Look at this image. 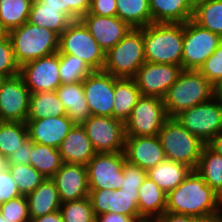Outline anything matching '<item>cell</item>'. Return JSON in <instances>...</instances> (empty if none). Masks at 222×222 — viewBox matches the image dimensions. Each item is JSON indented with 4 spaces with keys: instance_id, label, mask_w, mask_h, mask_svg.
<instances>
[{
    "instance_id": "obj_49",
    "label": "cell",
    "mask_w": 222,
    "mask_h": 222,
    "mask_svg": "<svg viewBox=\"0 0 222 222\" xmlns=\"http://www.w3.org/2000/svg\"><path fill=\"white\" fill-rule=\"evenodd\" d=\"M95 222H136L132 217L119 213H104L96 216Z\"/></svg>"
},
{
    "instance_id": "obj_39",
    "label": "cell",
    "mask_w": 222,
    "mask_h": 222,
    "mask_svg": "<svg viewBox=\"0 0 222 222\" xmlns=\"http://www.w3.org/2000/svg\"><path fill=\"white\" fill-rule=\"evenodd\" d=\"M63 222H95L96 215L89 197L61 203Z\"/></svg>"
},
{
    "instance_id": "obj_43",
    "label": "cell",
    "mask_w": 222,
    "mask_h": 222,
    "mask_svg": "<svg viewBox=\"0 0 222 222\" xmlns=\"http://www.w3.org/2000/svg\"><path fill=\"white\" fill-rule=\"evenodd\" d=\"M198 71L213 85L222 79V41L214 53L204 61Z\"/></svg>"
},
{
    "instance_id": "obj_2",
    "label": "cell",
    "mask_w": 222,
    "mask_h": 222,
    "mask_svg": "<svg viewBox=\"0 0 222 222\" xmlns=\"http://www.w3.org/2000/svg\"><path fill=\"white\" fill-rule=\"evenodd\" d=\"M183 35L182 23H151L143 27L146 61L182 66Z\"/></svg>"
},
{
    "instance_id": "obj_53",
    "label": "cell",
    "mask_w": 222,
    "mask_h": 222,
    "mask_svg": "<svg viewBox=\"0 0 222 222\" xmlns=\"http://www.w3.org/2000/svg\"><path fill=\"white\" fill-rule=\"evenodd\" d=\"M45 7L58 8L63 12V0H40Z\"/></svg>"
},
{
    "instance_id": "obj_11",
    "label": "cell",
    "mask_w": 222,
    "mask_h": 222,
    "mask_svg": "<svg viewBox=\"0 0 222 222\" xmlns=\"http://www.w3.org/2000/svg\"><path fill=\"white\" fill-rule=\"evenodd\" d=\"M82 126L97 153L124 152V122L113 117L90 115Z\"/></svg>"
},
{
    "instance_id": "obj_12",
    "label": "cell",
    "mask_w": 222,
    "mask_h": 222,
    "mask_svg": "<svg viewBox=\"0 0 222 222\" xmlns=\"http://www.w3.org/2000/svg\"><path fill=\"white\" fill-rule=\"evenodd\" d=\"M125 161L124 152L96 153L87 164L89 190L120 189Z\"/></svg>"
},
{
    "instance_id": "obj_56",
    "label": "cell",
    "mask_w": 222,
    "mask_h": 222,
    "mask_svg": "<svg viewBox=\"0 0 222 222\" xmlns=\"http://www.w3.org/2000/svg\"><path fill=\"white\" fill-rule=\"evenodd\" d=\"M7 167V160L0 154V171Z\"/></svg>"
},
{
    "instance_id": "obj_38",
    "label": "cell",
    "mask_w": 222,
    "mask_h": 222,
    "mask_svg": "<svg viewBox=\"0 0 222 222\" xmlns=\"http://www.w3.org/2000/svg\"><path fill=\"white\" fill-rule=\"evenodd\" d=\"M92 71L82 59L70 54H59V75L62 84L82 82Z\"/></svg>"
},
{
    "instance_id": "obj_36",
    "label": "cell",
    "mask_w": 222,
    "mask_h": 222,
    "mask_svg": "<svg viewBox=\"0 0 222 222\" xmlns=\"http://www.w3.org/2000/svg\"><path fill=\"white\" fill-rule=\"evenodd\" d=\"M33 0H0V22L9 32L29 20Z\"/></svg>"
},
{
    "instance_id": "obj_33",
    "label": "cell",
    "mask_w": 222,
    "mask_h": 222,
    "mask_svg": "<svg viewBox=\"0 0 222 222\" xmlns=\"http://www.w3.org/2000/svg\"><path fill=\"white\" fill-rule=\"evenodd\" d=\"M63 162L59 149L32 142L30 165L46 178H51Z\"/></svg>"
},
{
    "instance_id": "obj_10",
    "label": "cell",
    "mask_w": 222,
    "mask_h": 222,
    "mask_svg": "<svg viewBox=\"0 0 222 222\" xmlns=\"http://www.w3.org/2000/svg\"><path fill=\"white\" fill-rule=\"evenodd\" d=\"M168 118L163 98L141 96L125 122V134L126 136L158 135Z\"/></svg>"
},
{
    "instance_id": "obj_8",
    "label": "cell",
    "mask_w": 222,
    "mask_h": 222,
    "mask_svg": "<svg viewBox=\"0 0 222 222\" xmlns=\"http://www.w3.org/2000/svg\"><path fill=\"white\" fill-rule=\"evenodd\" d=\"M175 118L190 133L207 144L222 131V102L213 97L182 111Z\"/></svg>"
},
{
    "instance_id": "obj_1",
    "label": "cell",
    "mask_w": 222,
    "mask_h": 222,
    "mask_svg": "<svg viewBox=\"0 0 222 222\" xmlns=\"http://www.w3.org/2000/svg\"><path fill=\"white\" fill-rule=\"evenodd\" d=\"M166 211L192 217L222 213V198L196 171L166 195Z\"/></svg>"
},
{
    "instance_id": "obj_58",
    "label": "cell",
    "mask_w": 222,
    "mask_h": 222,
    "mask_svg": "<svg viewBox=\"0 0 222 222\" xmlns=\"http://www.w3.org/2000/svg\"><path fill=\"white\" fill-rule=\"evenodd\" d=\"M0 222H15V221H9V220H7L6 218H4V217L1 215V212H0Z\"/></svg>"
},
{
    "instance_id": "obj_54",
    "label": "cell",
    "mask_w": 222,
    "mask_h": 222,
    "mask_svg": "<svg viewBox=\"0 0 222 222\" xmlns=\"http://www.w3.org/2000/svg\"><path fill=\"white\" fill-rule=\"evenodd\" d=\"M214 97L222 102V79L214 85Z\"/></svg>"
},
{
    "instance_id": "obj_15",
    "label": "cell",
    "mask_w": 222,
    "mask_h": 222,
    "mask_svg": "<svg viewBox=\"0 0 222 222\" xmlns=\"http://www.w3.org/2000/svg\"><path fill=\"white\" fill-rule=\"evenodd\" d=\"M19 75L31 93L56 91L62 84L59 75V53L21 65Z\"/></svg>"
},
{
    "instance_id": "obj_41",
    "label": "cell",
    "mask_w": 222,
    "mask_h": 222,
    "mask_svg": "<svg viewBox=\"0 0 222 222\" xmlns=\"http://www.w3.org/2000/svg\"><path fill=\"white\" fill-rule=\"evenodd\" d=\"M20 66L15 59L9 36L0 39V76L13 77L19 74Z\"/></svg>"
},
{
    "instance_id": "obj_27",
    "label": "cell",
    "mask_w": 222,
    "mask_h": 222,
    "mask_svg": "<svg viewBox=\"0 0 222 222\" xmlns=\"http://www.w3.org/2000/svg\"><path fill=\"white\" fill-rule=\"evenodd\" d=\"M141 96L133 78L114 77L113 118L125 123Z\"/></svg>"
},
{
    "instance_id": "obj_18",
    "label": "cell",
    "mask_w": 222,
    "mask_h": 222,
    "mask_svg": "<svg viewBox=\"0 0 222 222\" xmlns=\"http://www.w3.org/2000/svg\"><path fill=\"white\" fill-rule=\"evenodd\" d=\"M51 179L61 203L89 196L87 165L63 163Z\"/></svg>"
},
{
    "instance_id": "obj_6",
    "label": "cell",
    "mask_w": 222,
    "mask_h": 222,
    "mask_svg": "<svg viewBox=\"0 0 222 222\" xmlns=\"http://www.w3.org/2000/svg\"><path fill=\"white\" fill-rule=\"evenodd\" d=\"M145 62L143 28H132L105 53L103 71L117 78H133Z\"/></svg>"
},
{
    "instance_id": "obj_24",
    "label": "cell",
    "mask_w": 222,
    "mask_h": 222,
    "mask_svg": "<svg viewBox=\"0 0 222 222\" xmlns=\"http://www.w3.org/2000/svg\"><path fill=\"white\" fill-rule=\"evenodd\" d=\"M56 93L64 104L66 115L74 124L82 125L90 117L83 82L61 84Z\"/></svg>"
},
{
    "instance_id": "obj_17",
    "label": "cell",
    "mask_w": 222,
    "mask_h": 222,
    "mask_svg": "<svg viewBox=\"0 0 222 222\" xmlns=\"http://www.w3.org/2000/svg\"><path fill=\"white\" fill-rule=\"evenodd\" d=\"M89 199L96 216L104 213H119L144 222L139 215L138 192H124L122 189L89 190Z\"/></svg>"
},
{
    "instance_id": "obj_14",
    "label": "cell",
    "mask_w": 222,
    "mask_h": 222,
    "mask_svg": "<svg viewBox=\"0 0 222 222\" xmlns=\"http://www.w3.org/2000/svg\"><path fill=\"white\" fill-rule=\"evenodd\" d=\"M182 70V66L146 61L133 79L142 96L163 98L168 89L177 81Z\"/></svg>"
},
{
    "instance_id": "obj_42",
    "label": "cell",
    "mask_w": 222,
    "mask_h": 222,
    "mask_svg": "<svg viewBox=\"0 0 222 222\" xmlns=\"http://www.w3.org/2000/svg\"><path fill=\"white\" fill-rule=\"evenodd\" d=\"M123 175L124 178L120 189L124 192H138L147 177V171L125 161L123 165Z\"/></svg>"
},
{
    "instance_id": "obj_29",
    "label": "cell",
    "mask_w": 222,
    "mask_h": 222,
    "mask_svg": "<svg viewBox=\"0 0 222 222\" xmlns=\"http://www.w3.org/2000/svg\"><path fill=\"white\" fill-rule=\"evenodd\" d=\"M28 22L52 30L60 36L72 20L58 8L45 7L40 0H33Z\"/></svg>"
},
{
    "instance_id": "obj_37",
    "label": "cell",
    "mask_w": 222,
    "mask_h": 222,
    "mask_svg": "<svg viewBox=\"0 0 222 222\" xmlns=\"http://www.w3.org/2000/svg\"><path fill=\"white\" fill-rule=\"evenodd\" d=\"M7 168L23 196L30 194L46 179L30 164H7Z\"/></svg>"
},
{
    "instance_id": "obj_30",
    "label": "cell",
    "mask_w": 222,
    "mask_h": 222,
    "mask_svg": "<svg viewBox=\"0 0 222 222\" xmlns=\"http://www.w3.org/2000/svg\"><path fill=\"white\" fill-rule=\"evenodd\" d=\"M66 109L56 91L31 93L27 120H39L50 116H65Z\"/></svg>"
},
{
    "instance_id": "obj_48",
    "label": "cell",
    "mask_w": 222,
    "mask_h": 222,
    "mask_svg": "<svg viewBox=\"0 0 222 222\" xmlns=\"http://www.w3.org/2000/svg\"><path fill=\"white\" fill-rule=\"evenodd\" d=\"M153 222H193V217L165 211Z\"/></svg>"
},
{
    "instance_id": "obj_26",
    "label": "cell",
    "mask_w": 222,
    "mask_h": 222,
    "mask_svg": "<svg viewBox=\"0 0 222 222\" xmlns=\"http://www.w3.org/2000/svg\"><path fill=\"white\" fill-rule=\"evenodd\" d=\"M25 197L31 220L60 210L61 201L55 183L51 178H46Z\"/></svg>"
},
{
    "instance_id": "obj_40",
    "label": "cell",
    "mask_w": 222,
    "mask_h": 222,
    "mask_svg": "<svg viewBox=\"0 0 222 222\" xmlns=\"http://www.w3.org/2000/svg\"><path fill=\"white\" fill-rule=\"evenodd\" d=\"M1 215L9 221L31 222L25 196H19L0 205Z\"/></svg>"
},
{
    "instance_id": "obj_9",
    "label": "cell",
    "mask_w": 222,
    "mask_h": 222,
    "mask_svg": "<svg viewBox=\"0 0 222 222\" xmlns=\"http://www.w3.org/2000/svg\"><path fill=\"white\" fill-rule=\"evenodd\" d=\"M222 37L195 23H184L182 69L199 70L219 46Z\"/></svg>"
},
{
    "instance_id": "obj_55",
    "label": "cell",
    "mask_w": 222,
    "mask_h": 222,
    "mask_svg": "<svg viewBox=\"0 0 222 222\" xmlns=\"http://www.w3.org/2000/svg\"><path fill=\"white\" fill-rule=\"evenodd\" d=\"M8 36L7 30L3 27L2 23L0 22V39L5 38Z\"/></svg>"
},
{
    "instance_id": "obj_21",
    "label": "cell",
    "mask_w": 222,
    "mask_h": 222,
    "mask_svg": "<svg viewBox=\"0 0 222 222\" xmlns=\"http://www.w3.org/2000/svg\"><path fill=\"white\" fill-rule=\"evenodd\" d=\"M26 124L29 138L33 142L57 149H59L62 141L75 125L67 115L27 120Z\"/></svg>"
},
{
    "instance_id": "obj_52",
    "label": "cell",
    "mask_w": 222,
    "mask_h": 222,
    "mask_svg": "<svg viewBox=\"0 0 222 222\" xmlns=\"http://www.w3.org/2000/svg\"><path fill=\"white\" fill-rule=\"evenodd\" d=\"M193 222H222V213L212 214L204 217H193Z\"/></svg>"
},
{
    "instance_id": "obj_25",
    "label": "cell",
    "mask_w": 222,
    "mask_h": 222,
    "mask_svg": "<svg viewBox=\"0 0 222 222\" xmlns=\"http://www.w3.org/2000/svg\"><path fill=\"white\" fill-rule=\"evenodd\" d=\"M152 23H182L193 17L189 0H149Z\"/></svg>"
},
{
    "instance_id": "obj_20",
    "label": "cell",
    "mask_w": 222,
    "mask_h": 222,
    "mask_svg": "<svg viewBox=\"0 0 222 222\" xmlns=\"http://www.w3.org/2000/svg\"><path fill=\"white\" fill-rule=\"evenodd\" d=\"M80 20L105 53L118 44L132 29L117 16L108 17L87 13Z\"/></svg>"
},
{
    "instance_id": "obj_34",
    "label": "cell",
    "mask_w": 222,
    "mask_h": 222,
    "mask_svg": "<svg viewBox=\"0 0 222 222\" xmlns=\"http://www.w3.org/2000/svg\"><path fill=\"white\" fill-rule=\"evenodd\" d=\"M192 20L222 37V0H205L194 6Z\"/></svg>"
},
{
    "instance_id": "obj_45",
    "label": "cell",
    "mask_w": 222,
    "mask_h": 222,
    "mask_svg": "<svg viewBox=\"0 0 222 222\" xmlns=\"http://www.w3.org/2000/svg\"><path fill=\"white\" fill-rule=\"evenodd\" d=\"M90 8V0H63V13L72 21L79 20L87 14Z\"/></svg>"
},
{
    "instance_id": "obj_3",
    "label": "cell",
    "mask_w": 222,
    "mask_h": 222,
    "mask_svg": "<svg viewBox=\"0 0 222 222\" xmlns=\"http://www.w3.org/2000/svg\"><path fill=\"white\" fill-rule=\"evenodd\" d=\"M214 97V85L198 70H182L177 81L163 97L166 114L175 118L182 111L190 109Z\"/></svg>"
},
{
    "instance_id": "obj_28",
    "label": "cell",
    "mask_w": 222,
    "mask_h": 222,
    "mask_svg": "<svg viewBox=\"0 0 222 222\" xmlns=\"http://www.w3.org/2000/svg\"><path fill=\"white\" fill-rule=\"evenodd\" d=\"M192 171L187 165L165 159L147 171V176L166 194L174 190Z\"/></svg>"
},
{
    "instance_id": "obj_7",
    "label": "cell",
    "mask_w": 222,
    "mask_h": 222,
    "mask_svg": "<svg viewBox=\"0 0 222 222\" xmlns=\"http://www.w3.org/2000/svg\"><path fill=\"white\" fill-rule=\"evenodd\" d=\"M58 53L82 59L93 71L103 70L105 64V52L80 19L72 21L59 36Z\"/></svg>"
},
{
    "instance_id": "obj_32",
    "label": "cell",
    "mask_w": 222,
    "mask_h": 222,
    "mask_svg": "<svg viewBox=\"0 0 222 222\" xmlns=\"http://www.w3.org/2000/svg\"><path fill=\"white\" fill-rule=\"evenodd\" d=\"M117 17L131 28H143L152 23L149 0H116Z\"/></svg>"
},
{
    "instance_id": "obj_16",
    "label": "cell",
    "mask_w": 222,
    "mask_h": 222,
    "mask_svg": "<svg viewBox=\"0 0 222 222\" xmlns=\"http://www.w3.org/2000/svg\"><path fill=\"white\" fill-rule=\"evenodd\" d=\"M82 82L90 115L113 117L114 76L92 71Z\"/></svg>"
},
{
    "instance_id": "obj_47",
    "label": "cell",
    "mask_w": 222,
    "mask_h": 222,
    "mask_svg": "<svg viewBox=\"0 0 222 222\" xmlns=\"http://www.w3.org/2000/svg\"><path fill=\"white\" fill-rule=\"evenodd\" d=\"M32 140L28 138L16 151L8 157L7 164H30V153L32 150Z\"/></svg>"
},
{
    "instance_id": "obj_4",
    "label": "cell",
    "mask_w": 222,
    "mask_h": 222,
    "mask_svg": "<svg viewBox=\"0 0 222 222\" xmlns=\"http://www.w3.org/2000/svg\"><path fill=\"white\" fill-rule=\"evenodd\" d=\"M15 59L19 66L58 52L59 35L28 21L8 32Z\"/></svg>"
},
{
    "instance_id": "obj_31",
    "label": "cell",
    "mask_w": 222,
    "mask_h": 222,
    "mask_svg": "<svg viewBox=\"0 0 222 222\" xmlns=\"http://www.w3.org/2000/svg\"><path fill=\"white\" fill-rule=\"evenodd\" d=\"M195 170L222 198V156L205 144Z\"/></svg>"
},
{
    "instance_id": "obj_22",
    "label": "cell",
    "mask_w": 222,
    "mask_h": 222,
    "mask_svg": "<svg viewBox=\"0 0 222 222\" xmlns=\"http://www.w3.org/2000/svg\"><path fill=\"white\" fill-rule=\"evenodd\" d=\"M59 152L63 163L87 165L97 153L82 125L75 124L62 141Z\"/></svg>"
},
{
    "instance_id": "obj_13",
    "label": "cell",
    "mask_w": 222,
    "mask_h": 222,
    "mask_svg": "<svg viewBox=\"0 0 222 222\" xmlns=\"http://www.w3.org/2000/svg\"><path fill=\"white\" fill-rule=\"evenodd\" d=\"M31 92L18 74L0 84V121L26 122Z\"/></svg>"
},
{
    "instance_id": "obj_23",
    "label": "cell",
    "mask_w": 222,
    "mask_h": 222,
    "mask_svg": "<svg viewBox=\"0 0 222 222\" xmlns=\"http://www.w3.org/2000/svg\"><path fill=\"white\" fill-rule=\"evenodd\" d=\"M166 193L148 176L138 191V209L144 222H153L166 211Z\"/></svg>"
},
{
    "instance_id": "obj_19",
    "label": "cell",
    "mask_w": 222,
    "mask_h": 222,
    "mask_svg": "<svg viewBox=\"0 0 222 222\" xmlns=\"http://www.w3.org/2000/svg\"><path fill=\"white\" fill-rule=\"evenodd\" d=\"M124 154L128 163L146 171L166 159L158 135L126 136Z\"/></svg>"
},
{
    "instance_id": "obj_59",
    "label": "cell",
    "mask_w": 222,
    "mask_h": 222,
    "mask_svg": "<svg viewBox=\"0 0 222 222\" xmlns=\"http://www.w3.org/2000/svg\"><path fill=\"white\" fill-rule=\"evenodd\" d=\"M4 78L2 76H0V84H1V81L3 80Z\"/></svg>"
},
{
    "instance_id": "obj_51",
    "label": "cell",
    "mask_w": 222,
    "mask_h": 222,
    "mask_svg": "<svg viewBox=\"0 0 222 222\" xmlns=\"http://www.w3.org/2000/svg\"><path fill=\"white\" fill-rule=\"evenodd\" d=\"M207 145L216 153L222 156V131L214 136Z\"/></svg>"
},
{
    "instance_id": "obj_46",
    "label": "cell",
    "mask_w": 222,
    "mask_h": 222,
    "mask_svg": "<svg viewBox=\"0 0 222 222\" xmlns=\"http://www.w3.org/2000/svg\"><path fill=\"white\" fill-rule=\"evenodd\" d=\"M88 13L100 16H117L116 0H90Z\"/></svg>"
},
{
    "instance_id": "obj_44",
    "label": "cell",
    "mask_w": 222,
    "mask_h": 222,
    "mask_svg": "<svg viewBox=\"0 0 222 222\" xmlns=\"http://www.w3.org/2000/svg\"><path fill=\"white\" fill-rule=\"evenodd\" d=\"M19 196L22 195L12 178L10 171L6 167L0 171V205Z\"/></svg>"
},
{
    "instance_id": "obj_5",
    "label": "cell",
    "mask_w": 222,
    "mask_h": 222,
    "mask_svg": "<svg viewBox=\"0 0 222 222\" xmlns=\"http://www.w3.org/2000/svg\"><path fill=\"white\" fill-rule=\"evenodd\" d=\"M166 159L195 170L205 143L184 128L176 118H168L158 134Z\"/></svg>"
},
{
    "instance_id": "obj_50",
    "label": "cell",
    "mask_w": 222,
    "mask_h": 222,
    "mask_svg": "<svg viewBox=\"0 0 222 222\" xmlns=\"http://www.w3.org/2000/svg\"><path fill=\"white\" fill-rule=\"evenodd\" d=\"M31 222H63V217L61 211L58 210L47 215L33 218Z\"/></svg>"
},
{
    "instance_id": "obj_35",
    "label": "cell",
    "mask_w": 222,
    "mask_h": 222,
    "mask_svg": "<svg viewBox=\"0 0 222 222\" xmlns=\"http://www.w3.org/2000/svg\"><path fill=\"white\" fill-rule=\"evenodd\" d=\"M28 138L26 122L0 121V154L5 159Z\"/></svg>"
},
{
    "instance_id": "obj_57",
    "label": "cell",
    "mask_w": 222,
    "mask_h": 222,
    "mask_svg": "<svg viewBox=\"0 0 222 222\" xmlns=\"http://www.w3.org/2000/svg\"><path fill=\"white\" fill-rule=\"evenodd\" d=\"M189 1L193 6H195L197 3L205 1V0H189Z\"/></svg>"
}]
</instances>
